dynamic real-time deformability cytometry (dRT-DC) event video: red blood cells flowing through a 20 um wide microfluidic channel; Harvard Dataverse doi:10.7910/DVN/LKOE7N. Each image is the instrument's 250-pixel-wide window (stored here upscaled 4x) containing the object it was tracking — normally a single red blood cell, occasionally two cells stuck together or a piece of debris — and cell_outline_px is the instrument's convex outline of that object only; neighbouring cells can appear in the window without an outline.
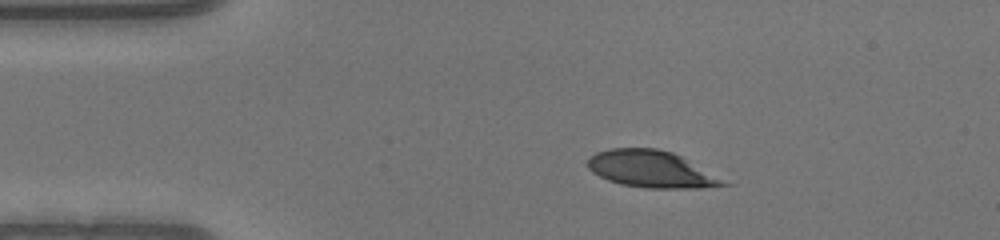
{"species": "human", "species_latin": "Homo sapiens", "temperature_condition": "warm", "stored_images_in_passage": 42, "camera_frame_rate_fps": 3000, "um_per_image_px": 0.085, "donor": {"sex": "male"}, "frame": {"image": 1, "passage_image": 1, "time_ms": 0.0, "image_size_px": [1000, 240], "cell_outline_px": [[732, 184], [700, 188], [648, 188], [620, 184], [608, 180], [592, 172], [584, 164], [588, 156], [596, 152], [608, 148], [656, 148], [672, 152], [680, 156]], "centroid_in_image_um": [55.28, 14.37], "position_along_channel_um": 29.7, "area_um2": 29.13}}
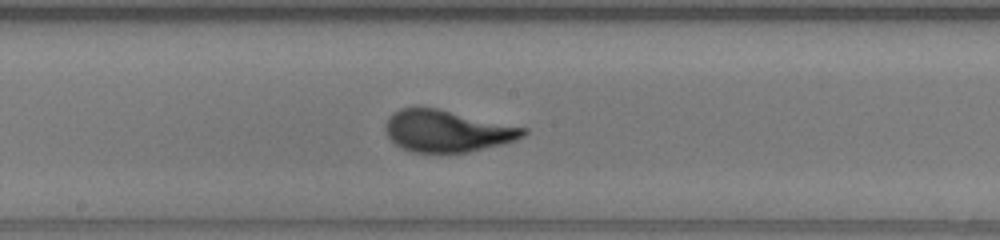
{"frame": {"image": 2, "passage_image": 18, "time_ms": 5.667, "image_size_px": [1000, 240], "cell_outline_px": [[528, 132], [524, 136], [516, 140], [504, 144], [468, 152], [412, 152], [400, 148], [388, 136], [384, 128], [388, 116], [400, 108], [436, 108], [528, 128]], "centroid_in_image_um": [38.02, 11.14], "position_along_channel_um": 210.2, "area_um2": 33.52}}
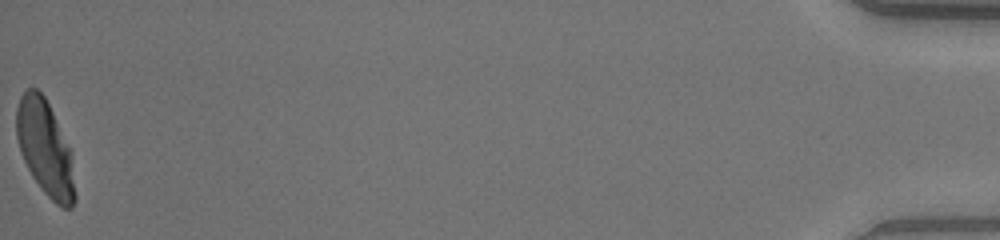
{"frame": {"image": 3, "passage_image": 42, "time_ms": 13.667, "image_size_px": [1000, 240], "cell_outline_px": [[76, 200], [72, 208], [60, 208], [40, 188], [32, 176], [20, 152], [16, 136], [16, 108], [20, 96], [24, 88], [36, 88], [44, 96], [72, 152], [76, 196]], "centroid_in_image_um": [3.84, 12.61], "position_along_channel_um": 431.4, "area_um2": 32.77}}